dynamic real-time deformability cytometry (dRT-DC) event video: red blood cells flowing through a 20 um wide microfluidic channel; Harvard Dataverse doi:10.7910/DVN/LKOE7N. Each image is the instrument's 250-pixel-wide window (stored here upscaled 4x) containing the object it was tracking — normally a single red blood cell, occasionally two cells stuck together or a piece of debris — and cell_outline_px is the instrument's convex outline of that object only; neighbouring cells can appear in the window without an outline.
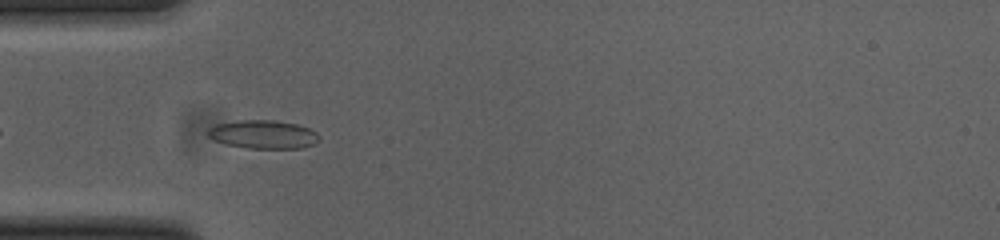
{"species": "common noctule bat (a hibernating species)", "species_latin": "Nyctalus noctula", "temperature_condition": "cold", "stored_images_in_passage": 40, "camera_frame_rate_fps": 3000, "um_per_image_px": 0.085, "animal": {"sex": "female", "body_mass_g": 23.0, "forearm_length_mm": 53.4}, "frame": {"image": 1, "passage_image": 4, "time_ms": 1.0, "image_size_px": [1000, 240], "cell_outline_px": [[320, 140], [304, 148], [248, 148], [228, 144], [216, 140], [208, 136], [208, 128], [216, 124], [240, 120], [276, 120], [296, 124], [308, 128], [316, 132], [320, 136]], "centroid_in_image_um": [22.4, 11.42], "position_along_channel_um": 62.6, "area_um2": 18.32}}
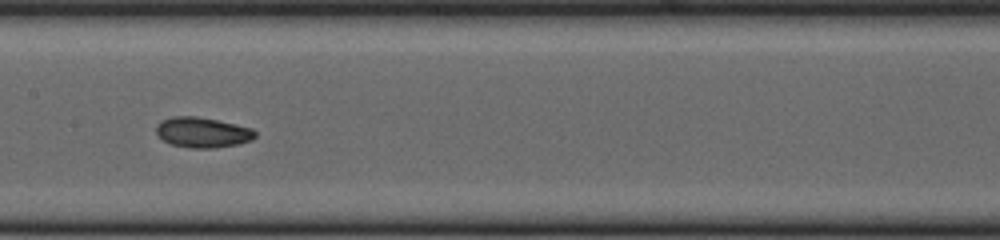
{"frame": {"image": 2, "passage_image": 14, "time_ms": 4.333, "image_size_px": [1000, 240], "cell_outline_px": [[256, 136], [252, 140], [236, 144], [212, 148], [192, 148], [172, 144], [164, 140], [156, 132], [156, 124], [160, 120], [172, 116], [196, 116], [216, 120], [252, 128], [256, 132]], "centroid_in_image_um": [17.19, 11.24], "position_along_channel_um": 190.2, "area_um2": 17.34}}
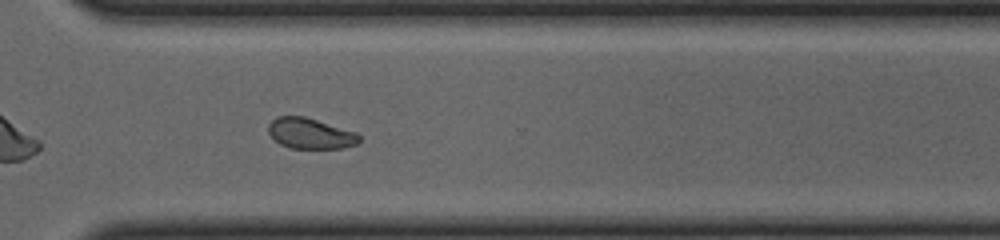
{"frame": {"image": 3, "passage_image": 26, "time_ms": 8.333, "image_size_px": [1000, 240], "cell_outline_px": [[360, 140], [356, 144], [344, 148], [288, 148], [280, 144], [268, 132], [268, 124], [276, 116], [304, 116], [356, 132], [360, 136]], "centroid_in_image_um": [26.36, 11.34], "position_along_channel_um": 344.2, "area_um2": 16.18}, "authors_computed_cell_mechanics": {"area_um2": 17.1088, "velocity_mm_per_s": 3.8575, "shape_relaxation_time_tau1_ms": 3.6945, "shape_relaxation_time_tau2_ms": 2.7502, "deformation_change_tau1": 0.121, "deformation_change_tau2": 0.0703}}